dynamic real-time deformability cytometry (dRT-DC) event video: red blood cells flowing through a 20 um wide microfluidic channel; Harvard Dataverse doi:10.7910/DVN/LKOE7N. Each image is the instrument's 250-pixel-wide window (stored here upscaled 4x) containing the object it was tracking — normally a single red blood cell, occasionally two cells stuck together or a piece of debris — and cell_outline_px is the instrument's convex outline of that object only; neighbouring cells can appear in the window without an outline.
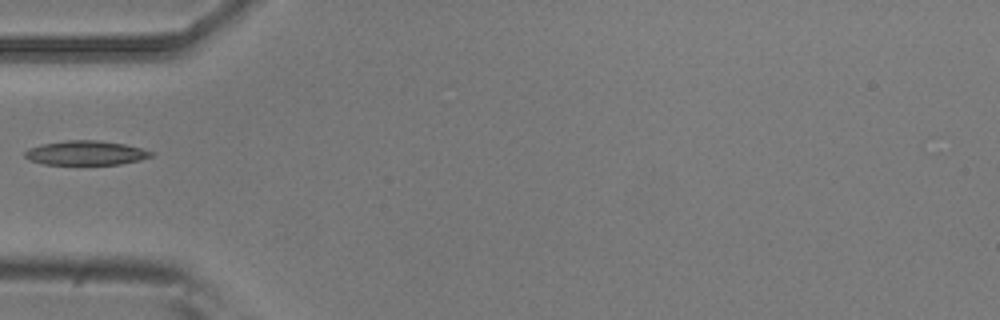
{"species": "common noctule bat (a hibernating species)", "species_latin": "Nyctalus noctula", "temperature_condition": "room temperature", "stored_images_in_passage": 2, "camera_frame_rate_fps": 3000, "um_per_image_px": 0.085, "animal": {"sex": "male", "body_mass_g": 20.5, "forearm_length_mm": 52.5}, "frame": {"image": 1, "passage_image": 1, "time_ms": 0.0, "image_size_px": [1000, 320], "cell_outline_px": [[152, 156], [140, 160], [120, 164], [44, 164], [28, 160], [24, 156], [24, 152], [28, 148], [44, 144], [68, 140], [100, 140], [124, 144], [140, 148], [152, 152]], "centroid_in_image_um": [7.27, 13.0], "position_along_channel_um": 77.7, "area_um2": 17.74}}
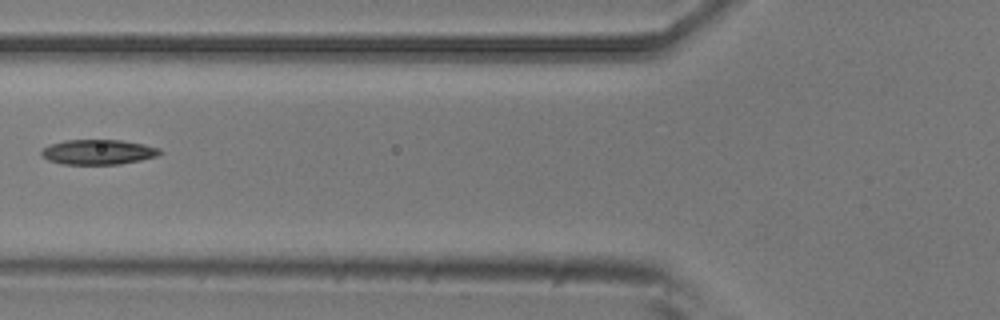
{"frame": {"image": 2, "passage_image": 2, "time_ms": 0.333, "image_size_px": [1000, 320], "cell_outline_px": [[164, 152], [156, 156], [140, 160], [120, 164], [60, 164], [48, 160], [40, 156], [40, 152], [48, 144], [64, 140], [120, 140], [144, 144], [160, 148]], "centroid_in_image_um": [8.32, 12.92], "position_along_channel_um": 117.5, "area_um2": 17.4}}